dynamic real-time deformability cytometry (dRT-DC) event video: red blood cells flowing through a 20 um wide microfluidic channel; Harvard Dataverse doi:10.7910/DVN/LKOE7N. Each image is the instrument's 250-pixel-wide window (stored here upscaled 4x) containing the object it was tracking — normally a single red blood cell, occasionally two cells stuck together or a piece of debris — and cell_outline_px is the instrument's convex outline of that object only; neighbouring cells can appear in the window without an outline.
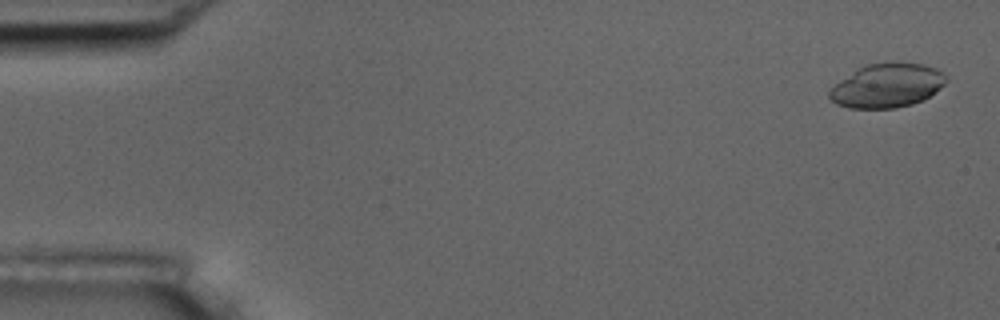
{"species": "common noctule bat (a hibernating species)", "species_latin": "Nyctalus noctula", "temperature_condition": "room temperature", "stored_images_in_passage": 4, "camera_frame_rate_fps": 3000, "um_per_image_px": 0.085, "animal": {"sex": "male", "body_mass_g": 17.5, "forearm_length_mm": 52.3}, "frame": {"image": 1, "passage_image": 1, "time_ms": 0.0, "image_size_px": [1000, 320], "cell_outline_px": [[948, 80], [944, 84], [924, 100], [912, 104], [896, 108], [848, 108], [836, 104], [828, 96], [828, 92], [840, 80], [860, 68], [868, 64], [924, 64], [936, 68], [948, 76]], "centroid_in_image_um": [75.42, 7.31], "position_along_channel_um": 9.6, "area_um2": 29.36}}
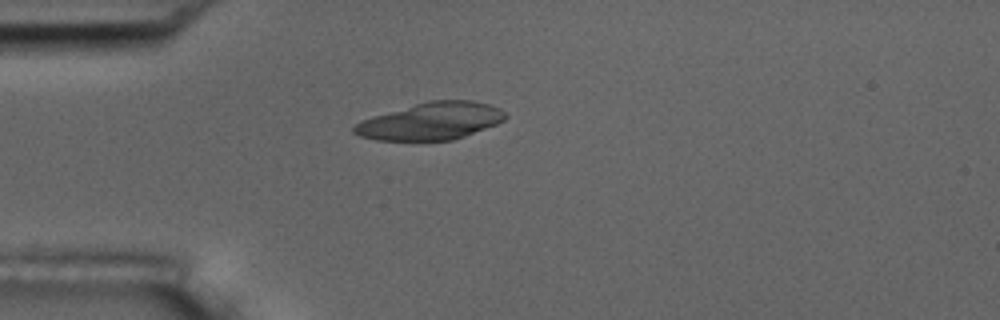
{"frame": {"image": 2, "passage_image": 4, "time_ms": 4.333, "image_size_px": [1000, 320], "cell_outline_px": [[508, 116], [504, 120], [496, 124], [464, 136], [452, 140], [376, 140], [360, 136], [352, 132], [352, 128], [356, 124], [372, 116], [428, 100], [472, 100], [488, 104], [500, 108]], "centroid_in_image_um": [36.63, 10.29], "position_along_channel_um": 48.4, "area_um2": 32.6}}